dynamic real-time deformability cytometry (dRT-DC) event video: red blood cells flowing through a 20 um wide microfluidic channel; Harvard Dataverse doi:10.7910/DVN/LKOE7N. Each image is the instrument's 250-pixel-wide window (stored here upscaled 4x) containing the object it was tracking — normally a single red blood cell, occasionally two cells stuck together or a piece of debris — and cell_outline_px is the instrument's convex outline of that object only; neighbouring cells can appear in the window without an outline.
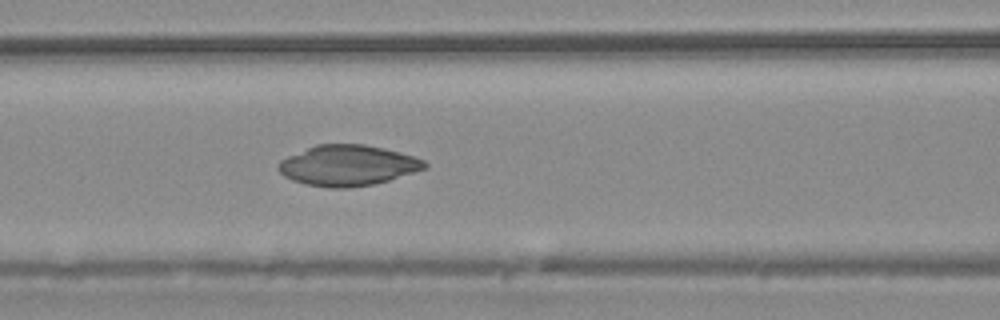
{"species": "common noctule bat (a hibernating species)", "species_latin": "Nyctalus noctula", "temperature_condition": "warm", "stored_images_in_passage": 37, "camera_frame_rate_fps": 3000, "um_per_image_px": 0.085, "animal": {"sex": "male", "body_mass_g": 20.4}, "frame": {"image": 1, "passage_image": 6, "time_ms": 1.667, "image_size_px": [1000, 320], "cell_outline_px": [[428, 168], [388, 180], [372, 184], [348, 188], [328, 188], [304, 184], [292, 180], [284, 176], [276, 168], [276, 164], [280, 160], [288, 156], [316, 144], [364, 144], [384, 148], [400, 152], [424, 160], [428, 164]], "centroid_in_image_um": [29.53, 14.06], "position_along_channel_um": 137.1, "area_um2": 34.74}}
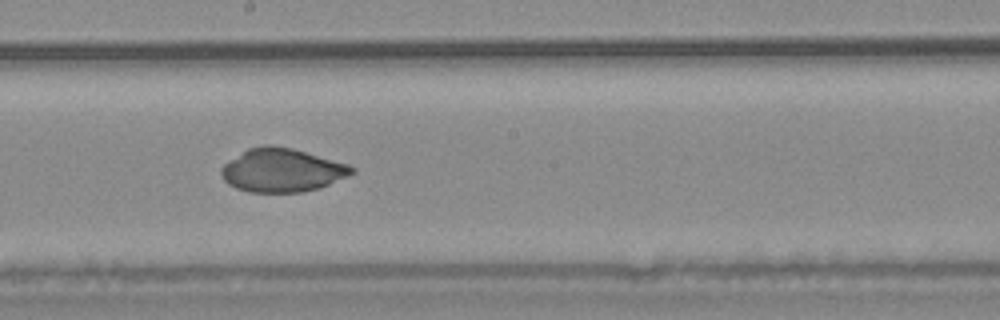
{"frame": {"image": 2, "passage_image": 13, "time_ms": 4.0, "image_size_px": [1000, 320], "cell_outline_px": [[356, 172], [348, 176], [320, 188], [300, 192], [248, 192], [236, 188], [228, 184], [224, 180], [220, 172], [220, 168], [224, 164], [248, 148], [264, 144], [272, 144], [292, 148], [348, 164], [356, 168]], "centroid_in_image_um": [23.97, 14.46], "position_along_channel_um": 224.2, "area_um2": 33.18}}
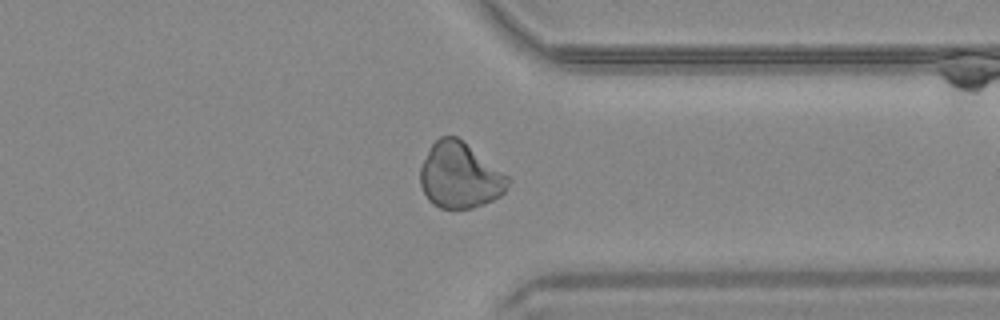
{"frame": {"image": 3, "passage_image": 25, "time_ms": 8.0, "image_size_px": [1000, 320], "cell_outline_px": [[512, 180], [504, 192], [500, 196], [492, 200], [472, 208], [440, 208], [432, 204], [428, 200], [420, 184], [420, 168], [432, 144], [440, 136], [456, 136], [508, 176]], "centroid_in_image_um": [39.08, 14.94], "position_along_channel_um": 372.3, "area_um2": 33.12}}